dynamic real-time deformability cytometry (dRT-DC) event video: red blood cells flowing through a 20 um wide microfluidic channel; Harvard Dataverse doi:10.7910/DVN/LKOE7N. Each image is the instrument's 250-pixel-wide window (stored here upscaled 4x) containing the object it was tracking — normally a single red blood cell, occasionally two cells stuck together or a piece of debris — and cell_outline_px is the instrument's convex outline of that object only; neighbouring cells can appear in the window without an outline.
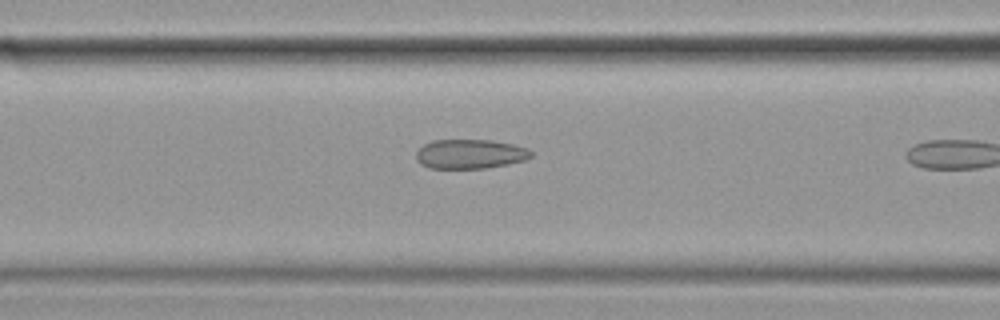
{"species": "common noctule bat (a hibernating species)", "species_latin": "Nyctalus noctula", "temperature_condition": "cold", "stored_images_in_passage": 11, "camera_frame_rate_fps": 3000, "um_per_image_px": 0.085, "animal": {"sex": "female", "body_mass_g": 19.9}, "frame": {"image": 1, "passage_image": 10, "time_ms": 3.0, "image_size_px": [1000, 320], "cell_outline_px": [[532, 156], [524, 160], [508, 164], [488, 168], [428, 168], [420, 164], [416, 160], [416, 152], [424, 144], [432, 140], [492, 140], [512, 144], [528, 148], [532, 152]], "centroid_in_image_um": [39.94, 13.09], "position_along_channel_um": 126.7, "area_um2": 19.77}}